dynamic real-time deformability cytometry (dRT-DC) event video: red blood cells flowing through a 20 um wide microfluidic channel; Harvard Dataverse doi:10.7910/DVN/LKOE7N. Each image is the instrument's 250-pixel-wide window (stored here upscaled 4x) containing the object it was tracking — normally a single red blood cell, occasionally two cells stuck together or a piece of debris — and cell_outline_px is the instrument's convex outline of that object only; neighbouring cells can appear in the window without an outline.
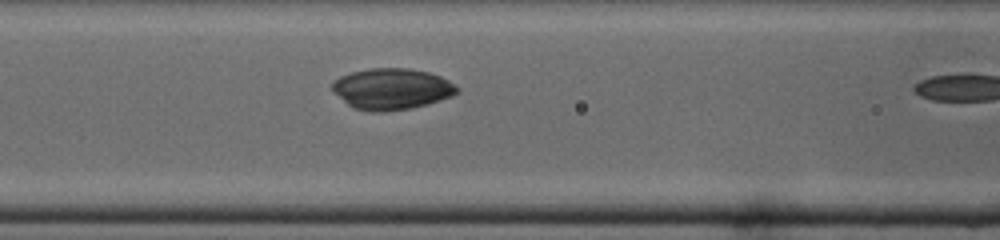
{"species": "common noctule bat (a hibernating species)", "species_latin": "Nyctalus noctula", "temperature_condition": "cold", "stored_images_in_passage": 10, "camera_frame_rate_fps": 3000, "um_per_image_px": 0.085, "animal": {"sex": "male", "body_mass_g": 19.0, "forearm_length_mm": 50.8}, "frame": {"image": 1, "passage_image": 9, "time_ms": 2.667, "image_size_px": [1000, 240], "cell_outline_px": [[460, 92], [452, 96], [428, 104], [412, 108], [384, 112], [376, 112], [352, 108], [332, 88], [332, 80], [340, 76], [352, 72], [368, 68], [408, 68], [428, 72], [440, 76], [448, 80], [460, 88]], "centroid_in_image_um": [33.33, 7.55], "position_along_channel_um": 133.3, "area_um2": 30.0}}